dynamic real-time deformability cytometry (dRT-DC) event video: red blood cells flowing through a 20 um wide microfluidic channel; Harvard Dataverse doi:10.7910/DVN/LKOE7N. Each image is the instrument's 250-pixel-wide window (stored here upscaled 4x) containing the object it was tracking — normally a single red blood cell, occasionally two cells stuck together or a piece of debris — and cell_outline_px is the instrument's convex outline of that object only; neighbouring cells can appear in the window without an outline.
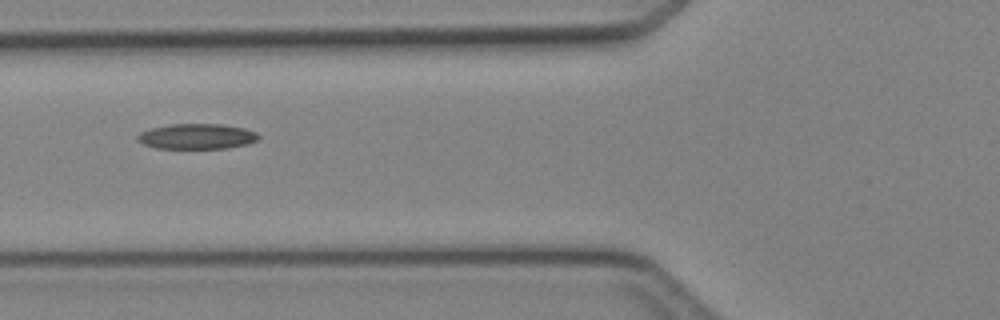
{"species": "Egyptian fruit bat (a non-hibernating species)", "species_latin": "Rousettus aegyptiacus", "temperature_condition": "cold", "stored_images_in_passage": 6, "camera_frame_rate_fps": 3000, "um_per_image_px": 0.085, "animal": {"sex": "female"}, "frame": {"image": 1, "passage_image": 5, "time_ms": 5.667, "image_size_px": [1000, 320], "cell_outline_px": [[260, 136], [256, 140], [248, 144], [228, 148], [156, 148], [144, 144], [136, 140], [136, 136], [140, 132], [152, 128], [172, 124], [224, 124], [244, 128], [256, 132]], "centroid_in_image_um": [16.74, 11.59], "position_along_channel_um": 109.1, "area_um2": 17.86}}
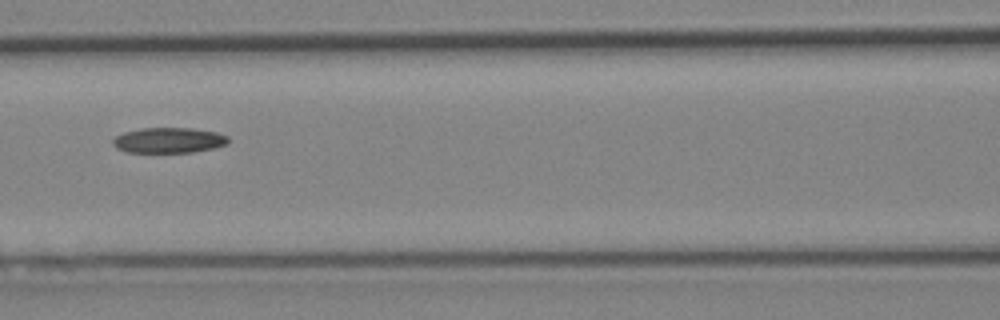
{"frame": {"image": 2, "passage_image": 6, "time_ms": 6.667, "image_size_px": [1000, 320], "cell_outline_px": [[228, 144], [212, 148], [192, 152], [128, 152], [116, 148], [112, 144], [112, 140], [116, 136], [124, 132], [140, 128], [192, 128], [216, 132], [228, 136]], "centroid_in_image_um": [14.33, 11.92], "position_along_channel_um": 152.3, "area_um2": 17.05}}